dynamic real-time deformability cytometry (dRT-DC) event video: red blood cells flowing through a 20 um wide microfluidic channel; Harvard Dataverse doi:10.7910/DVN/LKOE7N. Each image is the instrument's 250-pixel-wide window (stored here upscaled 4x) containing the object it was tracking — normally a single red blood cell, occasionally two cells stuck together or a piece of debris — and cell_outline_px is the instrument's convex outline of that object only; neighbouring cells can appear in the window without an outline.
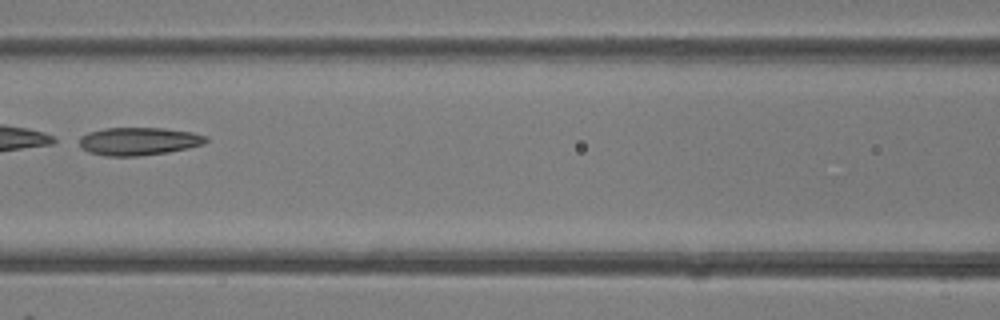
{"species": "common noctule bat (a hibernating species)", "species_latin": "Nyctalus noctula", "temperature_condition": "room temperature", "stored_images_in_passage": 5, "camera_frame_rate_fps": 3000, "um_per_image_px": 0.085, "animal": {"sex": "female"}, "frame": {"image": 1, "passage_image": 5, "time_ms": 5.333, "image_size_px": [1000, 320], "cell_outline_px": [[208, 140], [204, 144], [188, 148], [168, 152], [136, 156], [104, 156], [88, 152], [80, 144], [80, 136], [88, 132], [104, 128], [164, 128], [192, 132], [208, 136]], "centroid_in_image_um": [11.81, 12.0], "position_along_channel_um": 154.8, "area_um2": 20.63}}